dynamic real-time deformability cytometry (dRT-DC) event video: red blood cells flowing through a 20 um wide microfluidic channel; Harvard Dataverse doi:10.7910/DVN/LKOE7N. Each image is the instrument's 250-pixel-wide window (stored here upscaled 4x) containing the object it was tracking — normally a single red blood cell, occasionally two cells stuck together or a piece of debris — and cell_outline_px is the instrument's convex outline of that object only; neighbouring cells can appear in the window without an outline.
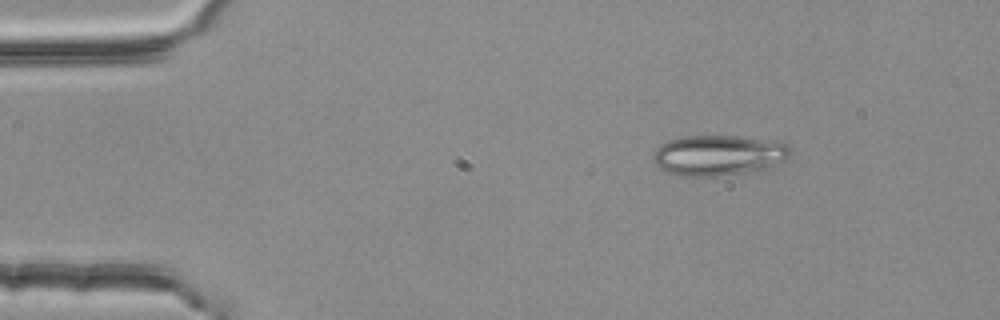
{"species": "common noctule bat (a hibernating species)", "species_latin": "Nyctalus noctula", "temperature_condition": "room temperature", "stored_images_in_passage": 3, "camera_frame_rate_fps": 3000, "um_per_image_px": 0.085, "animal": {"sex": "female", "body_mass_g": 25.1}, "frame": {"image": 1, "passage_image": 1, "time_ms": 0.0, "image_size_px": [1000, 320], "cell_outline_px": [[792, 152], [784, 160], [768, 168], [756, 172], [720, 176], [680, 176], [668, 172], [652, 164], [652, 152], [660, 144], [668, 140], [684, 136], [736, 136], [788, 144], [792, 148]], "centroid_in_image_um": [61.02, 13.22], "position_along_channel_um": 24.0, "area_um2": 32.71}}